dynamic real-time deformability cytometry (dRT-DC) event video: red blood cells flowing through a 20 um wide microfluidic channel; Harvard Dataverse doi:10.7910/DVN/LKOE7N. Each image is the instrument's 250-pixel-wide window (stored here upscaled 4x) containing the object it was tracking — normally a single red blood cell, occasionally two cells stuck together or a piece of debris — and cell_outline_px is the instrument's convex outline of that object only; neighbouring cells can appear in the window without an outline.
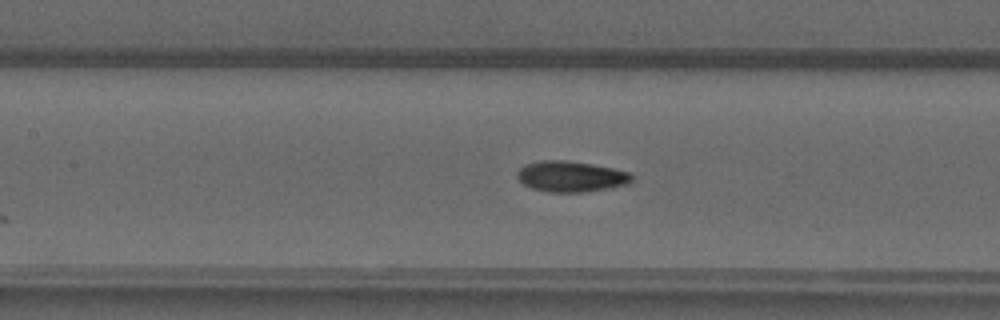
{"species": "common noctule bat (a hibernating species)", "species_latin": "Nyctalus noctula", "temperature_condition": "warm", "stored_images_in_passage": 31, "camera_frame_rate_fps": 3000, "um_per_image_px": 0.085, "animal": {"sex": "male", "forearm_length_mm": 52.5}, "frame": {"image": 1, "passage_image": 18, "time_ms": 5.667, "image_size_px": [1000, 320], "cell_outline_px": [[632, 180], [628, 184], [612, 188], [584, 192], [548, 192], [532, 188], [524, 184], [516, 176], [516, 172], [520, 168], [528, 164], [544, 160], [564, 160], [592, 164], [612, 168], [628, 172], [632, 176]], "centroid_in_image_um": [48.54, 15.01], "position_along_channel_um": 158.9, "area_um2": 20.46}}
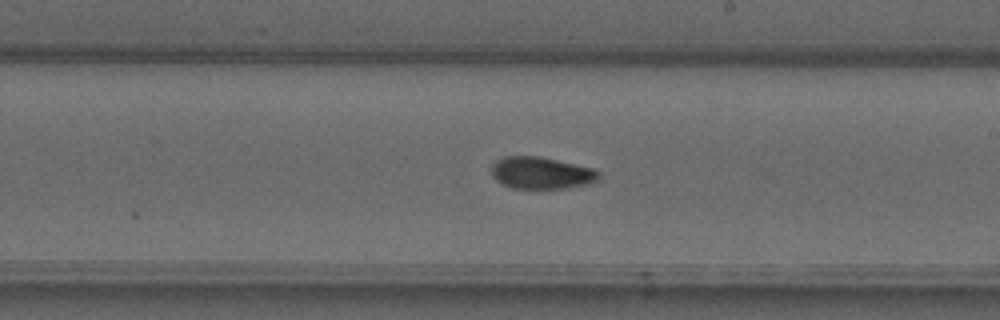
{"frame": {"image": 2, "passage_image": 24, "time_ms": 7.667, "image_size_px": [1000, 320], "cell_outline_px": [[600, 180], [592, 184], [568, 188], [512, 188], [496, 180], [492, 176], [492, 164], [496, 160], [504, 156], [540, 156], [592, 168], [600, 172]], "centroid_in_image_um": [46.05, 14.7], "position_along_channel_um": 243.0, "area_um2": 20.17}}
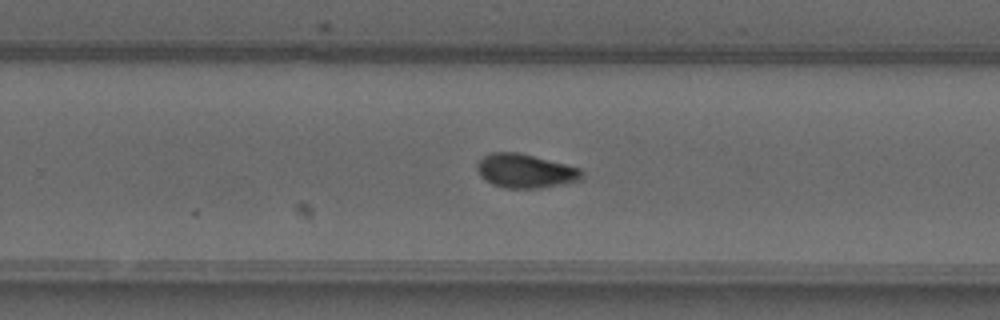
{"frame": {"image": 3, "passage_image": 27, "time_ms": 8.667, "image_size_px": [1000, 320], "cell_outline_px": [[584, 176], [580, 180], [540, 188], [504, 188], [492, 184], [480, 176], [476, 168], [476, 164], [484, 156], [492, 152], [516, 152], [580, 168], [584, 172]], "centroid_in_image_um": [44.63, 14.54], "position_along_channel_um": 285.2, "area_um2": 20.52}}